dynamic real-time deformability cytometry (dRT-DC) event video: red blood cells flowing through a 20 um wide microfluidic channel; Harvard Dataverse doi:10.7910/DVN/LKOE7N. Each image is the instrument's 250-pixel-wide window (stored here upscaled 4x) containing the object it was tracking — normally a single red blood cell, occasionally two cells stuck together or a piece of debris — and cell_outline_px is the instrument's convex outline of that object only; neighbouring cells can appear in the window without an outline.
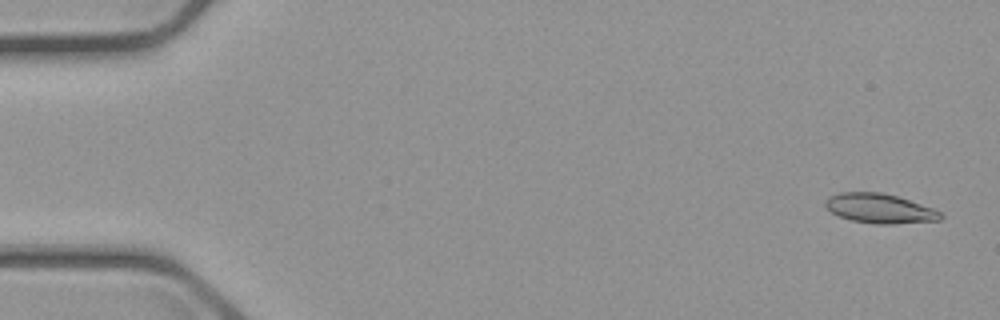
{"species": "common noctule bat (a hibernating species)", "species_latin": "Nyctalus noctula", "temperature_condition": "cold", "stored_images_in_passage": 56, "camera_frame_rate_fps": 3000, "um_per_image_px": 0.085, "animal": {"sex": "male", "body_mass_g": 23.1, "forearm_length_mm": 52.7}, "frame": {"image": 1, "passage_image": 2, "time_ms": 0.333, "image_size_px": [1000, 320], "cell_outline_px": [[944, 216], [940, 220], [892, 224], [876, 224], [852, 220], [840, 216], [832, 212], [824, 204], [824, 200], [828, 196], [840, 192], [880, 192], [896, 196], [932, 208], [940, 212]], "centroid_in_image_um": [74.75, 17.71], "position_along_channel_um": 10.3, "area_um2": 19.65}}
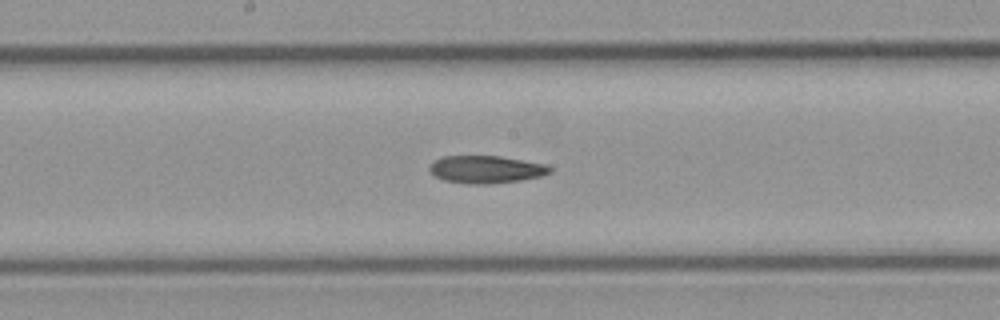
{"frame": {"image": 2, "passage_image": 29, "time_ms": 9.333, "image_size_px": [1000, 320], "cell_outline_px": [[552, 172], [544, 176], [520, 180], [492, 184], [468, 184], [444, 180], [436, 176], [428, 168], [436, 160], [444, 156], [500, 156], [544, 164], [552, 168]], "centroid_in_image_um": [41.36, 14.41], "position_along_channel_um": 206.8, "area_um2": 19.25}}
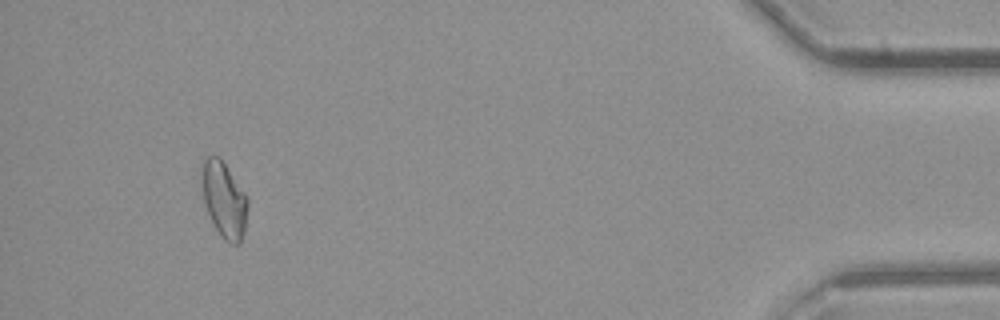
{"frame": {"image": 3, "passage_image": 52, "time_ms": 17.0, "image_size_px": [1000, 320], "cell_outline_px": [[248, 204], [244, 232], [240, 244], [232, 244], [212, 224], [204, 200], [200, 180], [200, 160], [208, 156], [220, 156], [248, 196]], "centroid_in_image_um": [19.02, 16.87], "position_along_channel_um": 416.2, "area_um2": 20.58}}